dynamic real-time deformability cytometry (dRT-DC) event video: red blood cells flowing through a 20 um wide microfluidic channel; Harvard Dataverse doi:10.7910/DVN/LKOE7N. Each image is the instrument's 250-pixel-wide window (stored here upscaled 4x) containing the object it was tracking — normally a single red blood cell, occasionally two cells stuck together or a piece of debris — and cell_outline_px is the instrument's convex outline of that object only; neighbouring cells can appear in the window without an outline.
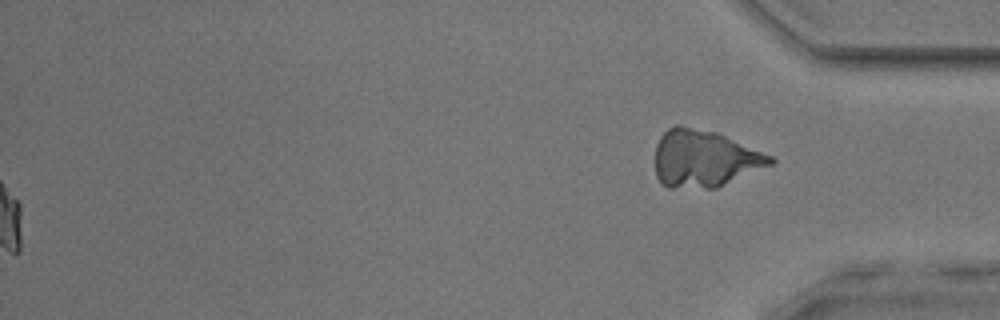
{"species": "common noctule bat (a hibernating species)", "species_latin": "Nyctalus noctula", "temperature_condition": "room temperature", "stored_images_in_passage": 52, "segment_of_instrument_passage": [2, 2], "camera_frame_rate_fps": 3000, "um_per_image_px": 0.085, "animal": {"sex": "male", "body_mass_g": 17.9, "forearm_length_mm": 54.2}, "frame": {"image": 1, "passage_image": 52, "time_ms": 17.0, "image_size_px": [1000, 320], "cell_outline_px": [[776, 160], [772, 164], [716, 188], [668, 188], [660, 184], [656, 176], [656, 144], [660, 136], [668, 128], [676, 124], [680, 124], [716, 132], [772, 156]], "centroid_in_image_um": [59.83, 13.48], "position_along_channel_um": 375.4, "area_um2": 38.38}}